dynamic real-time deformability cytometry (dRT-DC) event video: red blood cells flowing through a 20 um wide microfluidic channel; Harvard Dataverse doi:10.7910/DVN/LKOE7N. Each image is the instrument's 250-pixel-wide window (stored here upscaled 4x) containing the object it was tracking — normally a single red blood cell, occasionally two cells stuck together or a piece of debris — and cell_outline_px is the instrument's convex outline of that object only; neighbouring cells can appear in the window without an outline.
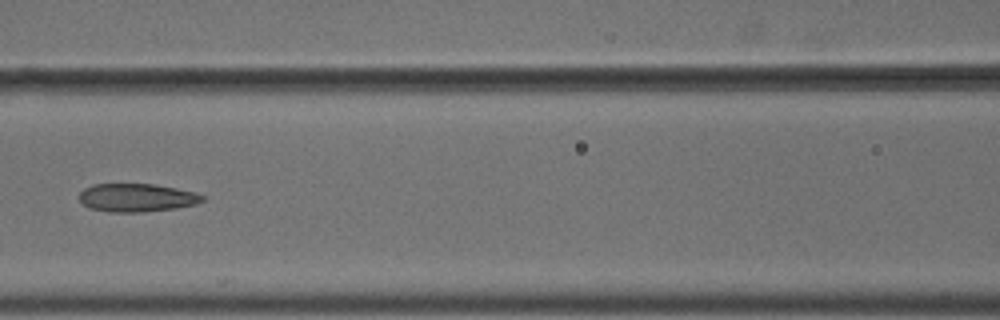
{"species": "common noctule bat (a hibernating species)", "species_latin": "Nyctalus noctula", "temperature_condition": "cold", "stored_images_in_passage": 7, "camera_frame_rate_fps": 3000, "um_per_image_px": 0.085, "animal": {"sex": "male", "body_mass_g": 18.8}, "frame": {"image": 1, "passage_image": 7, "time_ms": 2.0, "image_size_px": [1000, 320], "cell_outline_px": [[204, 200], [196, 204], [176, 208], [140, 212], [108, 212], [92, 208], [84, 204], [80, 200], [80, 192], [84, 188], [92, 184], [152, 184], [176, 188], [196, 192], [204, 196]], "centroid_in_image_um": [11.64, 16.8], "position_along_channel_um": 155.0, "area_um2": 20.17}}